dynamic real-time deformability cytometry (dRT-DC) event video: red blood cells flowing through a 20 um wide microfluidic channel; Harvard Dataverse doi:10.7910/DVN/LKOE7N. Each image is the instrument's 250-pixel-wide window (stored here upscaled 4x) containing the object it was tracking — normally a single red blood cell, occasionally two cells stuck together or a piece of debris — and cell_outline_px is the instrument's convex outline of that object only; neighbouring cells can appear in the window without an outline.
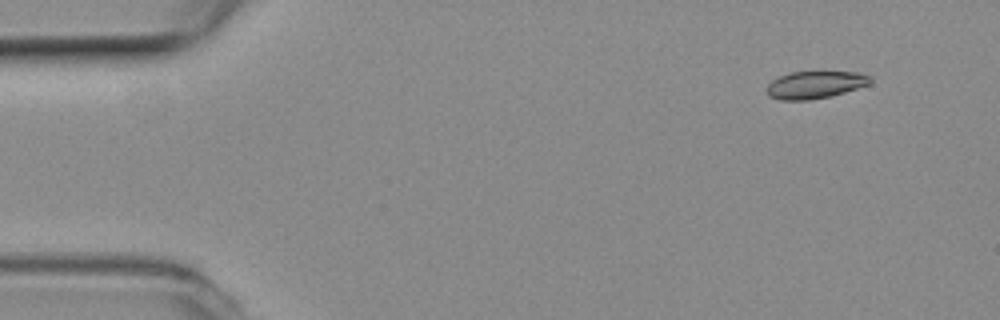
{"species": "common noctule bat (a hibernating species)", "species_latin": "Nyctalus noctula", "temperature_condition": "room temperature", "stored_images_in_passage": 5, "camera_frame_rate_fps": 3000, "um_per_image_px": 0.085, "animal": {"sex": "female", "body_mass_g": 19.3, "forearm_length_mm": 54.1}, "frame": {"image": 1, "passage_image": 2, "time_ms": 0.333, "image_size_px": [1000, 320], "cell_outline_px": [[872, 84], [832, 96], [808, 100], [780, 100], [768, 96], [768, 84], [772, 80], [780, 76], [792, 72], [820, 68], [860, 72], [872, 76]], "centroid_in_image_um": [69.38, 7.14], "position_along_channel_um": 15.6, "area_um2": 17.63}}
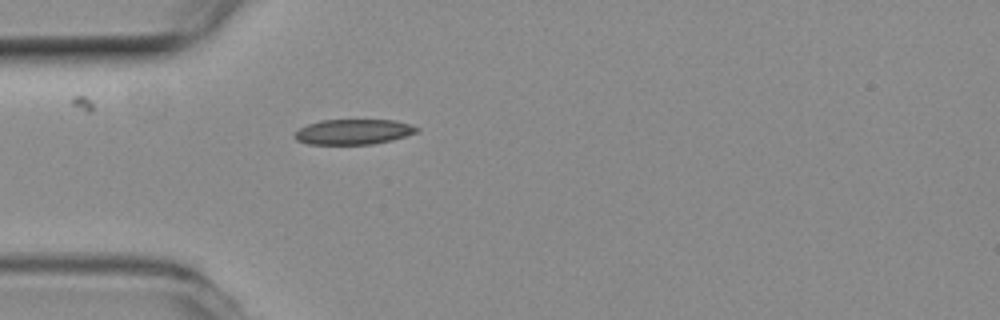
{"frame": {"image": 2, "passage_image": 5, "time_ms": 1.333, "image_size_px": [1000, 320], "cell_outline_px": [[420, 132], [392, 140], [372, 144], [308, 144], [296, 140], [296, 132], [300, 128], [308, 124], [320, 120], [396, 120], [420, 128]], "centroid_in_image_um": [30.09, 11.2], "position_along_channel_um": 54.9, "area_um2": 17.92}}